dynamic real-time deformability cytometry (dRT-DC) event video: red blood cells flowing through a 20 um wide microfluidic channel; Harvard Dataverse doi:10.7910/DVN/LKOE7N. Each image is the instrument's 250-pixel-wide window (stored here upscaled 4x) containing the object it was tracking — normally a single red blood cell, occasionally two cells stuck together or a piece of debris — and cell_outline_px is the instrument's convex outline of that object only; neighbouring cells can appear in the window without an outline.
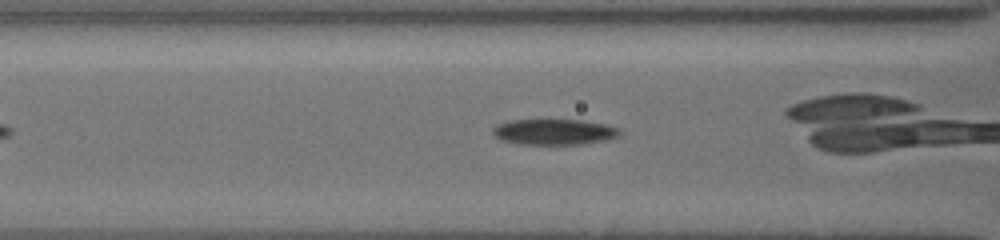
{"species": "common noctule bat (a hibernating species)", "species_latin": "Nyctalus noctula", "temperature_condition": "cold", "stored_images_in_passage": 28, "camera_frame_rate_fps": 3000, "um_per_image_px": 0.085, "animal": {"sex": "female", "body_mass_g": 19.5, "forearm_length_mm": 54.1}, "frame": {"image": 1, "passage_image": 4, "time_ms": 1.0, "image_size_px": [1000, 240], "cell_outline_px": [[620, 136], [608, 140], [580, 144], [516, 144], [500, 140], [492, 132], [492, 128], [496, 124], [508, 120], [584, 120], [604, 124], [620, 128]], "centroid_in_image_um": [47.09, 11.21], "position_along_channel_um": 119.5, "area_um2": 19.25}}
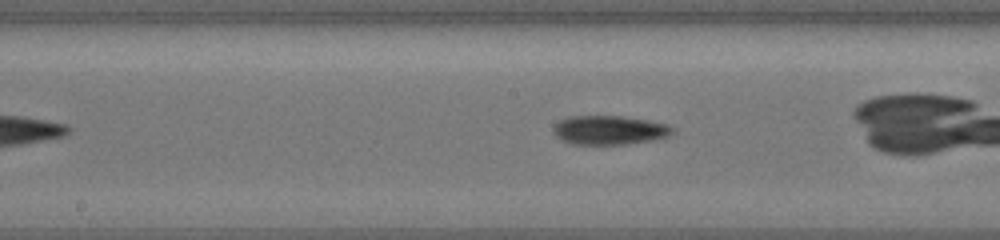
{"frame": {"image": 2, "passage_image": 10, "time_ms": 3.0, "image_size_px": [1000, 240], "cell_outline_px": [[676, 132], [672, 136], [652, 140], [624, 144], [572, 144], [560, 140], [552, 132], [552, 128], [560, 120], [568, 116], [620, 116], [648, 120], [668, 124], [676, 128]], "centroid_in_image_um": [51.83, 11.06], "position_along_channel_um": 196.4, "area_um2": 20.46}}
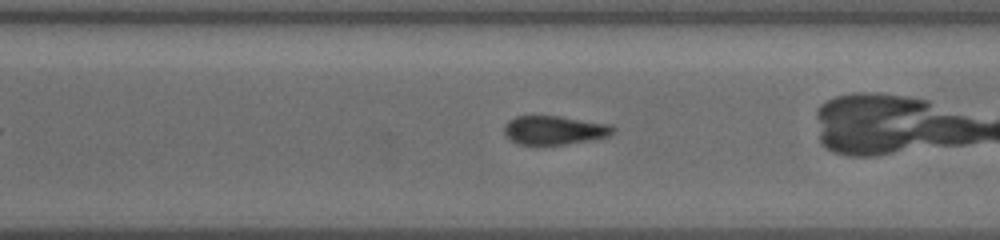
{"frame": {"image": 3, "passage_image": 20, "time_ms": 6.333, "image_size_px": [1000, 240], "cell_outline_px": [[616, 132], [608, 136], [588, 140], [564, 144], [516, 144], [504, 136], [504, 124], [508, 120], [516, 116], [560, 116], [612, 124], [616, 128]], "centroid_in_image_um": [47.11, 11.05], "position_along_channel_um": 323.5, "area_um2": 18.44}}